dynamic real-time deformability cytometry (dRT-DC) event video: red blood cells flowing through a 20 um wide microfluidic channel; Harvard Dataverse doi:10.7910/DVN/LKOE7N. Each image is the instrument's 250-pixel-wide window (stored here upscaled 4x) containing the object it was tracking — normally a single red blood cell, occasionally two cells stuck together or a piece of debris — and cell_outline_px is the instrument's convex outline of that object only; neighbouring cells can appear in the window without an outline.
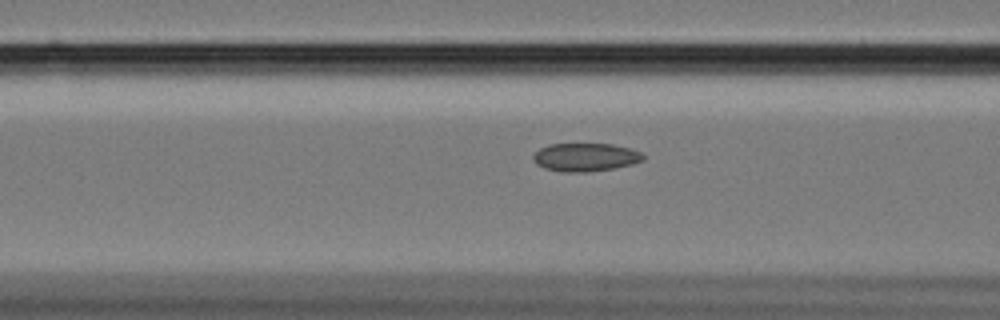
{"species": "Egyptian fruit bat (a non-hibernating species)", "species_latin": "Rousettus aegyptiacus", "temperature_condition": "cold", "stored_images_in_passage": 55, "camera_frame_rate_fps": 3000, "um_per_image_px": 0.085, "animal": {"sex": "female"}, "frame": {"image": 1, "passage_image": 20, "time_ms": 6.333, "image_size_px": [1000, 320], "cell_outline_px": [[644, 160], [632, 164], [612, 168], [588, 172], [560, 172], [544, 168], [536, 164], [532, 160], [532, 156], [540, 148], [548, 144], [612, 144], [628, 148], [640, 152], [644, 156]], "centroid_in_image_um": [49.71, 13.37], "position_along_channel_um": 116.9, "area_um2": 18.09}}
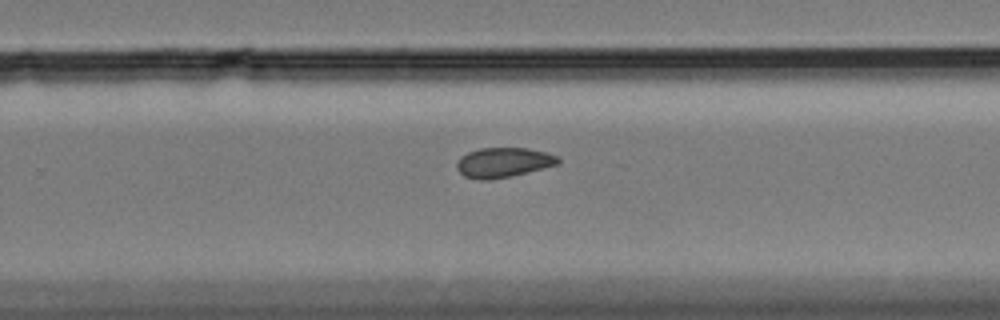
{"frame": {"image": 2, "passage_image": 35, "time_ms": 11.333, "image_size_px": [1000, 320], "cell_outline_px": [[560, 164], [508, 176], [488, 180], [480, 180], [464, 176], [456, 168], [456, 164], [460, 156], [468, 152], [480, 148], [528, 148], [548, 152], [556, 156], [560, 160]], "centroid_in_image_um": [42.77, 13.8], "position_along_channel_um": 287.0, "area_um2": 17.51}}
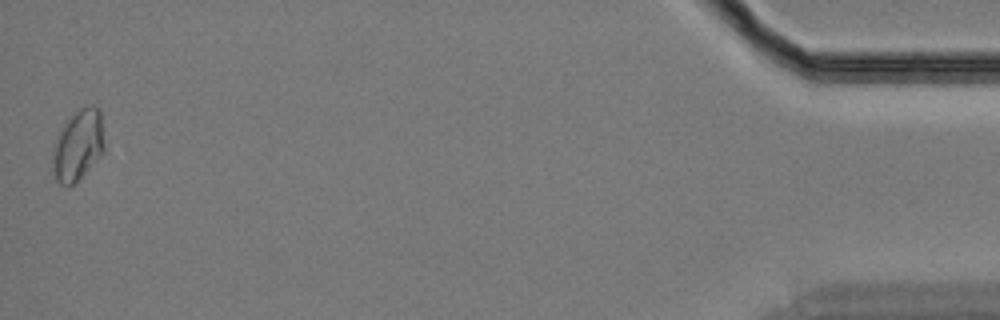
{"frame": {"image": 3, "passage_image": 55, "time_ms": 18.0, "image_size_px": [1000, 320], "cell_outline_px": [[104, 152], [68, 188], [60, 184], [56, 180], [52, 156], [52, 144], [56, 136], [64, 124], [80, 108], [92, 104], [100, 108], [104, 144]], "centroid_in_image_um": [6.62, 12.32], "position_along_channel_um": 428.6, "area_um2": 21.15}, "authors_computed_cell_mechanics": {"area_um2": 18.2648, "velocity_mm_per_s": 3.404, "shape_relaxation_time_tau1_ms": null, "shape_relaxation_time_tau2_ms": 3.6697, "deformation_change_tau1": null, "deformation_change_tau2": 0.0581}}